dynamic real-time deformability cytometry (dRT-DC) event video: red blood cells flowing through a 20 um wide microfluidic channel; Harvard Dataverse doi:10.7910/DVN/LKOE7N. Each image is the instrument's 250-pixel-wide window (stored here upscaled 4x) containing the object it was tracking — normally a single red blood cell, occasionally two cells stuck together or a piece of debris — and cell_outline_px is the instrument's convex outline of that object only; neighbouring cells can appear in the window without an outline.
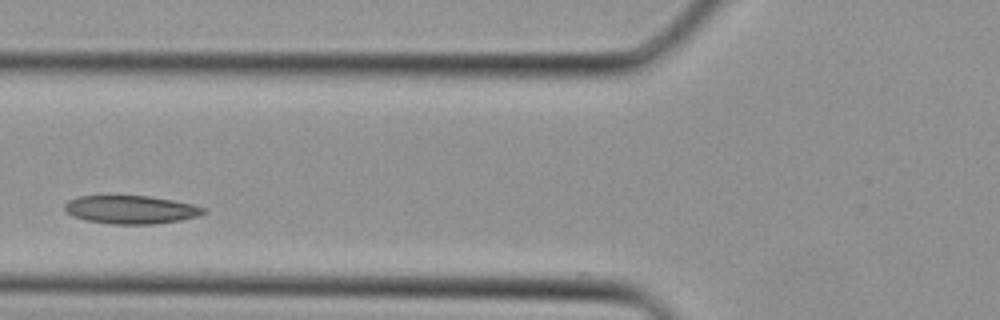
{"species": "Egyptian fruit bat (a non-hibernating species)", "species_latin": "Rousettus aegyptiacus", "temperature_condition": "cold", "stored_images_in_passage": 26, "camera_frame_rate_fps": 3000, "um_per_image_px": 0.085, "animal": {"sex": "female"}, "frame": {"image": 1, "passage_image": 3, "time_ms": 0.667, "image_size_px": [1000, 320], "cell_outline_px": [[208, 212], [196, 216], [180, 220], [152, 224], [112, 224], [88, 220], [72, 216], [64, 208], [64, 204], [68, 200], [80, 196], [148, 196], [172, 200], [192, 204], [208, 208]], "centroid_in_image_um": [11.15, 17.81], "position_along_channel_um": 114.6, "area_um2": 22.72}}
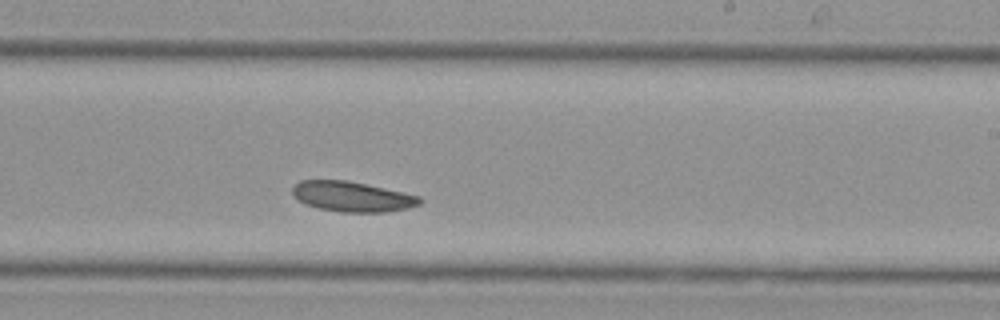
{"frame": {"image": 2, "passage_image": 11, "time_ms": 3.333, "image_size_px": [1000, 320], "cell_outline_px": [[424, 200], [420, 204], [408, 208], [384, 212], [340, 212], [320, 208], [304, 204], [292, 192], [292, 188], [300, 180], [348, 180], [420, 196]], "centroid_in_image_um": [29.96, 16.71], "position_along_channel_um": 259.0, "area_um2": 22.25}}
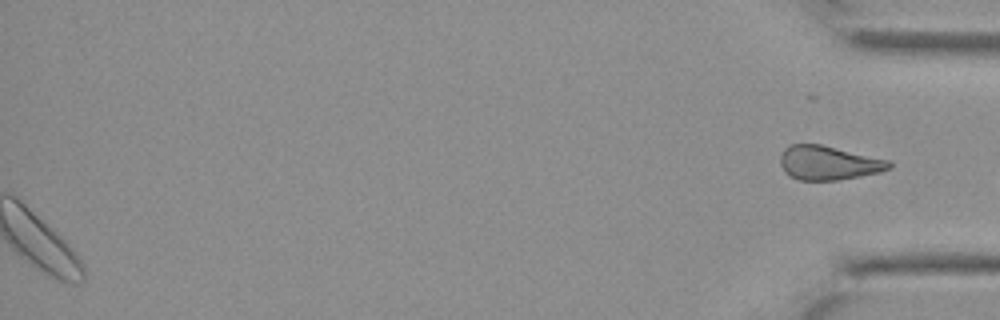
{"frame": {"image": 3, "passage_image": 26, "time_ms": 8.333, "image_size_px": [1000, 320], "cell_outline_px": [[892, 168], [880, 172], [860, 176], [836, 180], [800, 180], [788, 176], [784, 172], [780, 164], [780, 156], [784, 148], [792, 144], [820, 144], [888, 160], [892, 164]], "centroid_in_image_um": [70.39, 13.85], "position_along_channel_um": 364.8, "area_um2": 21.56}}